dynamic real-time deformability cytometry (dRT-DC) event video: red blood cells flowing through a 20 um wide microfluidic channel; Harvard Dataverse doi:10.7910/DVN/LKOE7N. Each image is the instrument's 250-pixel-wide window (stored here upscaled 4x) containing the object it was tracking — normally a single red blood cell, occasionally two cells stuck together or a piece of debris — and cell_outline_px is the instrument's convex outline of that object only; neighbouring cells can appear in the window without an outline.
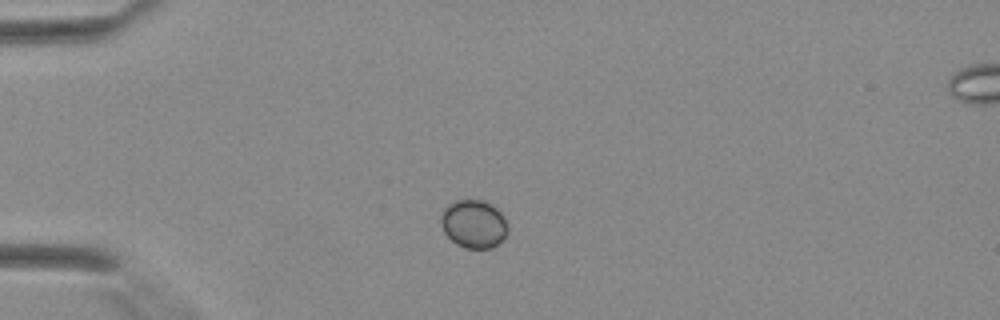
{"species": "Egyptian fruit bat (a non-hibernating species)", "species_latin": "Rousettus aegyptiacus", "temperature_condition": "warm", "stored_images_in_passage": 27, "camera_frame_rate_fps": 3000, "um_per_image_px": 0.085, "animal": {"sex": "female"}, "frame": {"image": 1, "passage_image": 1, "time_ms": 0.0, "image_size_px": [1000, 320], "cell_outline_px": [[508, 232], [492, 248], [464, 248], [456, 244], [444, 232], [440, 220], [440, 216], [444, 208], [448, 204], [456, 200], [480, 200], [496, 208], [500, 212], [508, 228]], "centroid_in_image_um": [40.23, 19.04], "position_along_channel_um": 44.8, "area_um2": 18.5}}
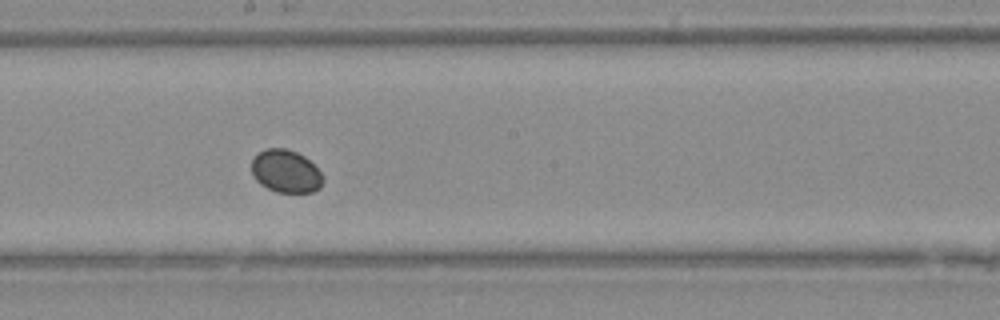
{"frame": {"image": 2, "passage_image": 14, "time_ms": 4.333, "image_size_px": [1000, 320], "cell_outline_px": [[324, 180], [320, 188], [312, 192], [276, 192], [260, 184], [252, 176], [252, 160], [256, 152], [264, 148], [288, 148], [304, 156], [320, 172]], "centroid_in_image_um": [24.26, 14.55], "position_along_channel_um": 223.9, "area_um2": 17.92}}
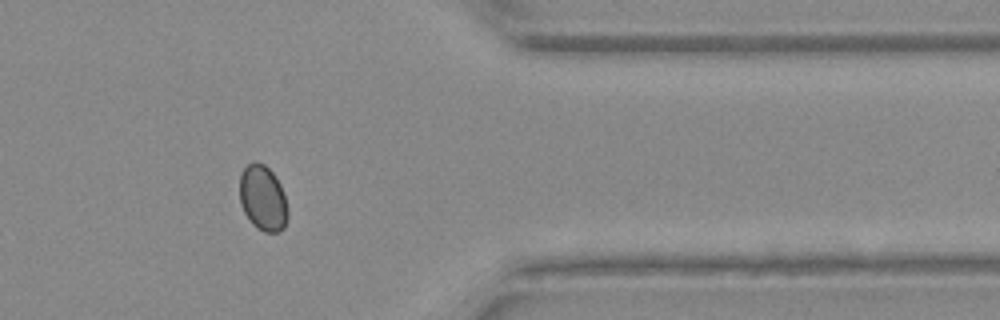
{"frame": {"image": 3, "passage_image": 25, "time_ms": 8.0, "image_size_px": [1000, 320], "cell_outline_px": [[288, 216], [284, 228], [280, 232], [264, 232], [252, 224], [244, 212], [240, 204], [240, 176], [244, 168], [248, 164], [256, 160], [264, 164], [276, 176], [284, 192], [288, 208]], "centroid_in_image_um": [22.36, 16.84], "position_along_channel_um": 389.0, "area_um2": 18.61}}